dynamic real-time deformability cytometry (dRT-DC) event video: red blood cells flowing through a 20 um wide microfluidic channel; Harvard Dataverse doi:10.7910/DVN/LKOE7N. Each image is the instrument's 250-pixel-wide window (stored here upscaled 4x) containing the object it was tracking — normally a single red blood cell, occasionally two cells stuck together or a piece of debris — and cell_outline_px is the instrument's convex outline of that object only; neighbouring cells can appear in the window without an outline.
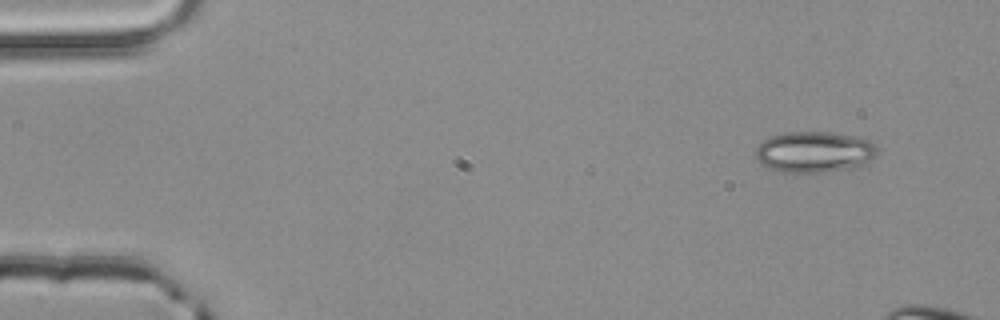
{"species": "common noctule bat (a hibernating species)", "species_latin": "Nyctalus noctula", "temperature_condition": "room temperature", "stored_images_in_passage": 3, "camera_frame_rate_fps": 3000, "um_per_image_px": 0.085, "animal": {"sex": "male", "body_mass_g": 20.4}, "frame": {"image": 1, "passage_image": 1, "time_ms": 0.0, "image_size_px": [1000, 320], "cell_outline_px": [[880, 152], [876, 156], [852, 168], [824, 172], [776, 172], [760, 164], [756, 160], [756, 148], [764, 140], [772, 136], [784, 132], [832, 132], [872, 140], [880, 148]], "centroid_in_image_um": [69.22, 12.91], "position_along_channel_um": 15.8, "area_um2": 29.36}}